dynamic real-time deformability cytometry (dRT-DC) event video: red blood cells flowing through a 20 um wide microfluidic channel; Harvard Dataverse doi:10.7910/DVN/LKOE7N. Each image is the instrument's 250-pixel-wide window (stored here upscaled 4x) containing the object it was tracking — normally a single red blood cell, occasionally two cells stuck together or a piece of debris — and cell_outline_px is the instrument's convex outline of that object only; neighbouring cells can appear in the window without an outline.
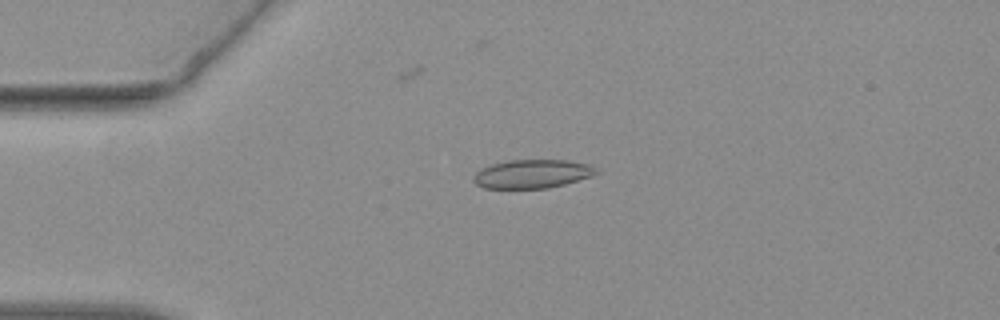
{"species": "common noctule bat (a hibernating species)", "species_latin": "Nyctalus noctula", "temperature_condition": "warm", "stored_images_in_passage": 42, "camera_frame_rate_fps": 3000, "um_per_image_px": 0.085, "animal": {"sex": "female", "body_mass_g": 19.3, "forearm_length_mm": 54.1}, "frame": {"image": 1, "passage_image": 9, "time_ms": 2.667, "image_size_px": [1000, 320], "cell_outline_px": [[600, 172], [592, 176], [564, 184], [548, 188], [484, 188], [476, 184], [472, 180], [476, 172], [480, 168], [492, 164], [508, 160], [568, 160], [588, 164], [596, 168]], "centroid_in_image_um": [45.24, 14.77], "position_along_channel_um": 39.8, "area_um2": 20.52}}
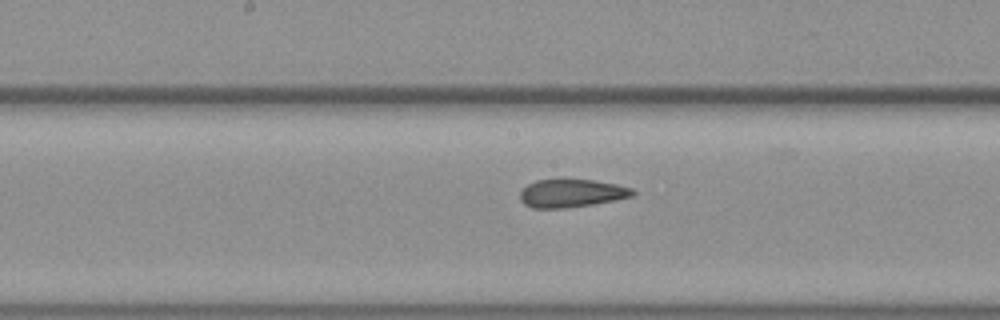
{"frame": {"image": 2, "passage_image": 24, "time_ms": 7.667, "image_size_px": [1000, 320], "cell_outline_px": [[636, 192], [632, 196], [592, 204], [564, 208], [532, 208], [524, 204], [520, 200], [520, 192], [528, 184], [536, 180], [560, 176], [596, 180], [616, 184], [632, 188]], "centroid_in_image_um": [48.53, 16.37], "position_along_channel_um": 199.7, "area_um2": 19.07}}
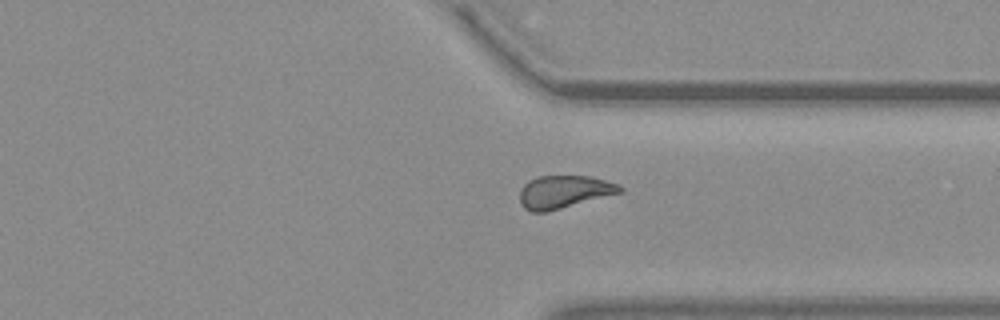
{"frame": {"image": 3, "passage_image": 37, "time_ms": 12.0, "image_size_px": [1000, 320], "cell_outline_px": [[624, 192], [548, 212], [532, 212], [524, 208], [520, 204], [520, 192], [524, 184], [528, 180], [536, 176], [588, 176], [620, 184], [624, 188]], "centroid_in_image_um": [47.96, 16.31], "position_along_channel_um": 363.4, "area_um2": 19.42}, "authors_computed_cell_mechanics": {"area_um2": 19.6809, "velocity_mm_per_s": 3.7879, "shape_relaxation_time_tau1_ms": null, "shape_relaxation_time_tau2_ms": 1.5243, "deformation_change_tau1": null, "deformation_change_tau2": 0.0804}}